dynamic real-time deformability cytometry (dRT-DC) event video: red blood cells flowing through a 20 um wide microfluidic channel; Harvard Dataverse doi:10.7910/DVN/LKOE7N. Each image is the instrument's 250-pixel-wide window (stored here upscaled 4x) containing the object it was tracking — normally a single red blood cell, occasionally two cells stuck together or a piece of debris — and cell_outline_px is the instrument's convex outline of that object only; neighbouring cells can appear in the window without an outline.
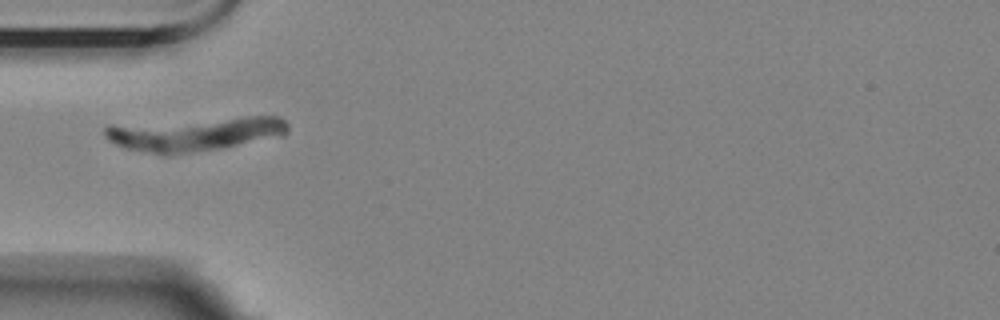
{"species": "Egyptian fruit bat (a non-hibernating species)", "species_latin": "Rousettus aegyptiacus", "temperature_condition": "room temperature", "stored_images_in_passage": 9, "camera_frame_rate_fps": 3000, "um_per_image_px": 0.085, "animal": {"sex": "female"}, "frame": {"image": 1, "passage_image": 4, "time_ms": 4.667, "image_size_px": [1000, 320], "cell_outline_px": [[288, 132], [284, 136], [220, 148], [168, 156], [164, 156], [124, 148], [108, 140], [104, 136], [104, 128], [108, 124], [248, 116], [280, 116], [288, 124]], "centroid_in_image_um": [16.52, 11.38], "position_along_channel_um": 68.5, "area_um2": 36.93}}
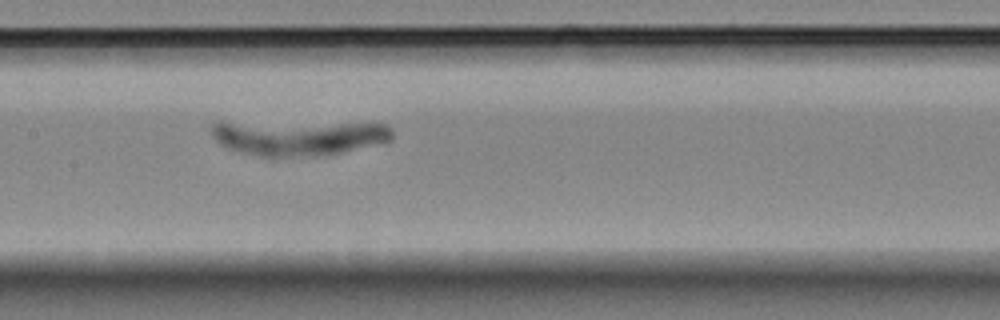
{"frame": {"image": 2, "passage_image": 7, "time_ms": 8.0, "image_size_px": [1000, 320], "cell_outline_px": [[392, 140], [388, 144], [340, 152], [312, 156], [260, 156], [240, 152], [228, 148], [220, 144], [212, 136], [212, 124], [220, 120], [388, 124], [392, 128]], "centroid_in_image_um": [25.38, 11.66], "position_along_channel_um": 182.0, "area_um2": 38.21}}
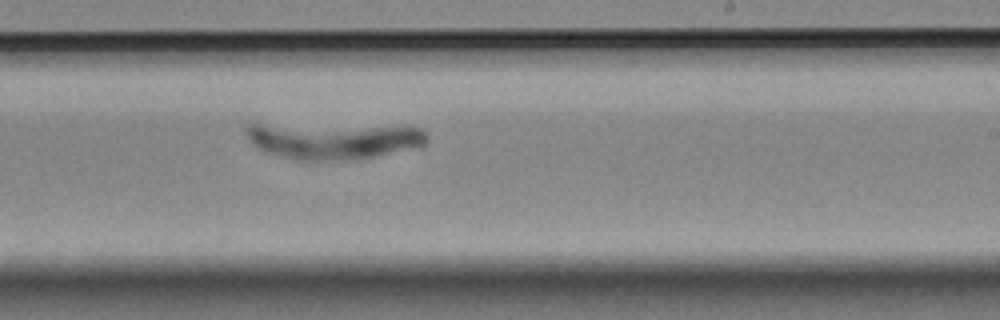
{"frame": {"image": 3, "passage_image": 9, "time_ms": 10.333, "image_size_px": [1000, 320], "cell_outline_px": [[428, 140], [420, 148], [376, 156], [344, 160], [296, 160], [268, 152], [260, 148], [248, 140], [244, 132], [244, 124], [260, 124], [420, 128], [428, 136]], "centroid_in_image_um": [28.32, 11.97], "position_along_channel_um": 260.7, "area_um2": 37.69}}